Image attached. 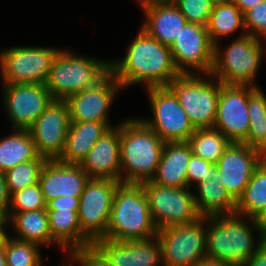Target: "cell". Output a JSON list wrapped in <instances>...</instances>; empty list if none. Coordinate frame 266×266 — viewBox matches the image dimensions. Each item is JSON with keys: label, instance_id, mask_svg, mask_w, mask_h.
Instances as JSON below:
<instances>
[{"label": "cell", "instance_id": "6da1fadb", "mask_svg": "<svg viewBox=\"0 0 266 266\" xmlns=\"http://www.w3.org/2000/svg\"><path fill=\"white\" fill-rule=\"evenodd\" d=\"M110 72L123 89L142 83L145 88L166 86L180 75L170 47L149 36L142 28L122 60H110Z\"/></svg>", "mask_w": 266, "mask_h": 266}, {"label": "cell", "instance_id": "7a4b0ae2", "mask_svg": "<svg viewBox=\"0 0 266 266\" xmlns=\"http://www.w3.org/2000/svg\"><path fill=\"white\" fill-rule=\"evenodd\" d=\"M254 231L259 233L258 239ZM262 243L258 220L236 213L206 217V257L209 259L242 266Z\"/></svg>", "mask_w": 266, "mask_h": 266}, {"label": "cell", "instance_id": "3957f363", "mask_svg": "<svg viewBox=\"0 0 266 266\" xmlns=\"http://www.w3.org/2000/svg\"><path fill=\"white\" fill-rule=\"evenodd\" d=\"M128 119L120 123V182L140 184L155 176L165 142L140 118Z\"/></svg>", "mask_w": 266, "mask_h": 266}, {"label": "cell", "instance_id": "277c9868", "mask_svg": "<svg viewBox=\"0 0 266 266\" xmlns=\"http://www.w3.org/2000/svg\"><path fill=\"white\" fill-rule=\"evenodd\" d=\"M148 199L141 184L121 183L115 191L106 239L119 242L157 236Z\"/></svg>", "mask_w": 266, "mask_h": 266}, {"label": "cell", "instance_id": "5b68a950", "mask_svg": "<svg viewBox=\"0 0 266 266\" xmlns=\"http://www.w3.org/2000/svg\"><path fill=\"white\" fill-rule=\"evenodd\" d=\"M110 72V60L59 50L45 83L53 100H66L82 90L93 88Z\"/></svg>", "mask_w": 266, "mask_h": 266}, {"label": "cell", "instance_id": "8992f818", "mask_svg": "<svg viewBox=\"0 0 266 266\" xmlns=\"http://www.w3.org/2000/svg\"><path fill=\"white\" fill-rule=\"evenodd\" d=\"M220 44L214 45L211 76L226 85L258 87L254 80L264 55L262 40L242 31L225 49Z\"/></svg>", "mask_w": 266, "mask_h": 266}, {"label": "cell", "instance_id": "52a82bcc", "mask_svg": "<svg viewBox=\"0 0 266 266\" xmlns=\"http://www.w3.org/2000/svg\"><path fill=\"white\" fill-rule=\"evenodd\" d=\"M166 86L179 100L195 129L213 128L221 89L218 79L211 74H180Z\"/></svg>", "mask_w": 266, "mask_h": 266}, {"label": "cell", "instance_id": "ba28073f", "mask_svg": "<svg viewBox=\"0 0 266 266\" xmlns=\"http://www.w3.org/2000/svg\"><path fill=\"white\" fill-rule=\"evenodd\" d=\"M148 199L150 214L158 230L188 224L201 217L194 193L189 187L173 188L159 185L152 180L140 183Z\"/></svg>", "mask_w": 266, "mask_h": 266}, {"label": "cell", "instance_id": "9c48e42d", "mask_svg": "<svg viewBox=\"0 0 266 266\" xmlns=\"http://www.w3.org/2000/svg\"><path fill=\"white\" fill-rule=\"evenodd\" d=\"M60 49L14 46L0 53L3 84H45L55 55Z\"/></svg>", "mask_w": 266, "mask_h": 266}, {"label": "cell", "instance_id": "30bf717a", "mask_svg": "<svg viewBox=\"0 0 266 266\" xmlns=\"http://www.w3.org/2000/svg\"><path fill=\"white\" fill-rule=\"evenodd\" d=\"M206 217L157 230L162 248V266H194L206 258Z\"/></svg>", "mask_w": 266, "mask_h": 266}, {"label": "cell", "instance_id": "8fae6325", "mask_svg": "<svg viewBox=\"0 0 266 266\" xmlns=\"http://www.w3.org/2000/svg\"><path fill=\"white\" fill-rule=\"evenodd\" d=\"M153 113L151 119H141L164 142H187L195 128L179 100L167 86L146 88Z\"/></svg>", "mask_w": 266, "mask_h": 266}, {"label": "cell", "instance_id": "7c38bea8", "mask_svg": "<svg viewBox=\"0 0 266 266\" xmlns=\"http://www.w3.org/2000/svg\"><path fill=\"white\" fill-rule=\"evenodd\" d=\"M120 181L89 179L80 196L78 219L81 232L93 243L106 237L116 188Z\"/></svg>", "mask_w": 266, "mask_h": 266}, {"label": "cell", "instance_id": "4fadbf2b", "mask_svg": "<svg viewBox=\"0 0 266 266\" xmlns=\"http://www.w3.org/2000/svg\"><path fill=\"white\" fill-rule=\"evenodd\" d=\"M170 49L174 65L180 74H211L214 44L206 26L187 22Z\"/></svg>", "mask_w": 266, "mask_h": 266}, {"label": "cell", "instance_id": "5bb4252c", "mask_svg": "<svg viewBox=\"0 0 266 266\" xmlns=\"http://www.w3.org/2000/svg\"><path fill=\"white\" fill-rule=\"evenodd\" d=\"M70 117L65 100H53L28 129L39 156L57 160L63 153Z\"/></svg>", "mask_w": 266, "mask_h": 266}, {"label": "cell", "instance_id": "9a60e30c", "mask_svg": "<svg viewBox=\"0 0 266 266\" xmlns=\"http://www.w3.org/2000/svg\"><path fill=\"white\" fill-rule=\"evenodd\" d=\"M3 105L13 129H29L53 101L45 84H3Z\"/></svg>", "mask_w": 266, "mask_h": 266}, {"label": "cell", "instance_id": "2e32d148", "mask_svg": "<svg viewBox=\"0 0 266 266\" xmlns=\"http://www.w3.org/2000/svg\"><path fill=\"white\" fill-rule=\"evenodd\" d=\"M248 98L249 86L221 83L213 128L223 133L231 142L242 143L247 138Z\"/></svg>", "mask_w": 266, "mask_h": 266}, {"label": "cell", "instance_id": "e0dca14e", "mask_svg": "<svg viewBox=\"0 0 266 266\" xmlns=\"http://www.w3.org/2000/svg\"><path fill=\"white\" fill-rule=\"evenodd\" d=\"M266 156L245 143H234L227 148L215 163L220 182L237 202L244 193L254 170Z\"/></svg>", "mask_w": 266, "mask_h": 266}, {"label": "cell", "instance_id": "ac0fdd59", "mask_svg": "<svg viewBox=\"0 0 266 266\" xmlns=\"http://www.w3.org/2000/svg\"><path fill=\"white\" fill-rule=\"evenodd\" d=\"M91 249L109 266H160L163 264L162 248L157 236L148 240L127 242L100 238L92 243Z\"/></svg>", "mask_w": 266, "mask_h": 266}, {"label": "cell", "instance_id": "d6986e66", "mask_svg": "<svg viewBox=\"0 0 266 266\" xmlns=\"http://www.w3.org/2000/svg\"><path fill=\"white\" fill-rule=\"evenodd\" d=\"M120 89L123 90V87L109 72L93 88L71 95L65 100L70 122H110L109 108Z\"/></svg>", "mask_w": 266, "mask_h": 266}, {"label": "cell", "instance_id": "ffe728a7", "mask_svg": "<svg viewBox=\"0 0 266 266\" xmlns=\"http://www.w3.org/2000/svg\"><path fill=\"white\" fill-rule=\"evenodd\" d=\"M89 176L80 164H67L57 160H47L39 176V185L46 204L63 195L81 196Z\"/></svg>", "mask_w": 266, "mask_h": 266}, {"label": "cell", "instance_id": "44dd1931", "mask_svg": "<svg viewBox=\"0 0 266 266\" xmlns=\"http://www.w3.org/2000/svg\"><path fill=\"white\" fill-rule=\"evenodd\" d=\"M80 165L89 179L120 181V123L95 142Z\"/></svg>", "mask_w": 266, "mask_h": 266}, {"label": "cell", "instance_id": "7402d4cb", "mask_svg": "<svg viewBox=\"0 0 266 266\" xmlns=\"http://www.w3.org/2000/svg\"><path fill=\"white\" fill-rule=\"evenodd\" d=\"M192 150L188 142H165L153 182L173 187H187V168Z\"/></svg>", "mask_w": 266, "mask_h": 266}, {"label": "cell", "instance_id": "603a6c76", "mask_svg": "<svg viewBox=\"0 0 266 266\" xmlns=\"http://www.w3.org/2000/svg\"><path fill=\"white\" fill-rule=\"evenodd\" d=\"M51 244L60 246L67 255L89 249L92 242L81 232L78 210H47Z\"/></svg>", "mask_w": 266, "mask_h": 266}, {"label": "cell", "instance_id": "cb8c5ba5", "mask_svg": "<svg viewBox=\"0 0 266 266\" xmlns=\"http://www.w3.org/2000/svg\"><path fill=\"white\" fill-rule=\"evenodd\" d=\"M110 122H70L68 135L59 161L67 164H81L95 142L111 127Z\"/></svg>", "mask_w": 266, "mask_h": 266}, {"label": "cell", "instance_id": "d4e9b609", "mask_svg": "<svg viewBox=\"0 0 266 266\" xmlns=\"http://www.w3.org/2000/svg\"><path fill=\"white\" fill-rule=\"evenodd\" d=\"M142 29L160 43L171 46L187 20L175 4L156 6L143 11Z\"/></svg>", "mask_w": 266, "mask_h": 266}, {"label": "cell", "instance_id": "484cf974", "mask_svg": "<svg viewBox=\"0 0 266 266\" xmlns=\"http://www.w3.org/2000/svg\"><path fill=\"white\" fill-rule=\"evenodd\" d=\"M196 188L198 193H194V199L201 217L235 213L236 201L220 182L218 172L209 179L199 182Z\"/></svg>", "mask_w": 266, "mask_h": 266}, {"label": "cell", "instance_id": "4316f807", "mask_svg": "<svg viewBox=\"0 0 266 266\" xmlns=\"http://www.w3.org/2000/svg\"><path fill=\"white\" fill-rule=\"evenodd\" d=\"M6 224H11L17 235L13 238L39 246H50L51 235L49 229V217L46 209L8 212Z\"/></svg>", "mask_w": 266, "mask_h": 266}, {"label": "cell", "instance_id": "83f0119b", "mask_svg": "<svg viewBox=\"0 0 266 266\" xmlns=\"http://www.w3.org/2000/svg\"><path fill=\"white\" fill-rule=\"evenodd\" d=\"M12 134L0 139V173L18 164L33 161L39 155L28 129H13Z\"/></svg>", "mask_w": 266, "mask_h": 266}, {"label": "cell", "instance_id": "f1b7e54d", "mask_svg": "<svg viewBox=\"0 0 266 266\" xmlns=\"http://www.w3.org/2000/svg\"><path fill=\"white\" fill-rule=\"evenodd\" d=\"M206 28L215 45L220 42V38H227L240 29L245 32L244 14L231 0H218L213 6Z\"/></svg>", "mask_w": 266, "mask_h": 266}, {"label": "cell", "instance_id": "f546056e", "mask_svg": "<svg viewBox=\"0 0 266 266\" xmlns=\"http://www.w3.org/2000/svg\"><path fill=\"white\" fill-rule=\"evenodd\" d=\"M266 212V157L254 170L244 193L236 202L235 213L258 220Z\"/></svg>", "mask_w": 266, "mask_h": 266}, {"label": "cell", "instance_id": "4dcf8cb0", "mask_svg": "<svg viewBox=\"0 0 266 266\" xmlns=\"http://www.w3.org/2000/svg\"><path fill=\"white\" fill-rule=\"evenodd\" d=\"M249 130L242 142L261 151L266 156V95L260 87L249 86L247 106Z\"/></svg>", "mask_w": 266, "mask_h": 266}, {"label": "cell", "instance_id": "1f68e13d", "mask_svg": "<svg viewBox=\"0 0 266 266\" xmlns=\"http://www.w3.org/2000/svg\"><path fill=\"white\" fill-rule=\"evenodd\" d=\"M187 142L193 155L214 164L232 143L215 128H197Z\"/></svg>", "mask_w": 266, "mask_h": 266}, {"label": "cell", "instance_id": "d6a6232c", "mask_svg": "<svg viewBox=\"0 0 266 266\" xmlns=\"http://www.w3.org/2000/svg\"><path fill=\"white\" fill-rule=\"evenodd\" d=\"M40 247L8 236L3 247L7 266H42Z\"/></svg>", "mask_w": 266, "mask_h": 266}, {"label": "cell", "instance_id": "836d02e7", "mask_svg": "<svg viewBox=\"0 0 266 266\" xmlns=\"http://www.w3.org/2000/svg\"><path fill=\"white\" fill-rule=\"evenodd\" d=\"M46 161V158L38 156L33 161L18 164L5 172L4 176L9 194L38 183L40 172Z\"/></svg>", "mask_w": 266, "mask_h": 266}, {"label": "cell", "instance_id": "e575fe53", "mask_svg": "<svg viewBox=\"0 0 266 266\" xmlns=\"http://www.w3.org/2000/svg\"><path fill=\"white\" fill-rule=\"evenodd\" d=\"M46 209L39 183L16 191L10 196L9 212H26Z\"/></svg>", "mask_w": 266, "mask_h": 266}, {"label": "cell", "instance_id": "d590c367", "mask_svg": "<svg viewBox=\"0 0 266 266\" xmlns=\"http://www.w3.org/2000/svg\"><path fill=\"white\" fill-rule=\"evenodd\" d=\"M187 22L206 26L215 4L214 0H175L174 3Z\"/></svg>", "mask_w": 266, "mask_h": 266}, {"label": "cell", "instance_id": "8d00e7d4", "mask_svg": "<svg viewBox=\"0 0 266 266\" xmlns=\"http://www.w3.org/2000/svg\"><path fill=\"white\" fill-rule=\"evenodd\" d=\"M246 34L266 40V0L244 13Z\"/></svg>", "mask_w": 266, "mask_h": 266}, {"label": "cell", "instance_id": "74e56055", "mask_svg": "<svg viewBox=\"0 0 266 266\" xmlns=\"http://www.w3.org/2000/svg\"><path fill=\"white\" fill-rule=\"evenodd\" d=\"M216 172V164L192 154L187 168V187L190 188L192 183L197 185L202 180L209 179Z\"/></svg>", "mask_w": 266, "mask_h": 266}, {"label": "cell", "instance_id": "f35d334b", "mask_svg": "<svg viewBox=\"0 0 266 266\" xmlns=\"http://www.w3.org/2000/svg\"><path fill=\"white\" fill-rule=\"evenodd\" d=\"M67 256L71 266L73 264L78 266H109L91 248L73 252Z\"/></svg>", "mask_w": 266, "mask_h": 266}, {"label": "cell", "instance_id": "ab89813d", "mask_svg": "<svg viewBox=\"0 0 266 266\" xmlns=\"http://www.w3.org/2000/svg\"><path fill=\"white\" fill-rule=\"evenodd\" d=\"M79 203V197L63 195L49 201L46 210H79Z\"/></svg>", "mask_w": 266, "mask_h": 266}, {"label": "cell", "instance_id": "60d3db41", "mask_svg": "<svg viewBox=\"0 0 266 266\" xmlns=\"http://www.w3.org/2000/svg\"><path fill=\"white\" fill-rule=\"evenodd\" d=\"M10 194L7 189L5 176L0 173V212L7 217L10 207Z\"/></svg>", "mask_w": 266, "mask_h": 266}, {"label": "cell", "instance_id": "b9f144b4", "mask_svg": "<svg viewBox=\"0 0 266 266\" xmlns=\"http://www.w3.org/2000/svg\"><path fill=\"white\" fill-rule=\"evenodd\" d=\"M242 266H266V242H263L257 252Z\"/></svg>", "mask_w": 266, "mask_h": 266}, {"label": "cell", "instance_id": "7bdbcfd3", "mask_svg": "<svg viewBox=\"0 0 266 266\" xmlns=\"http://www.w3.org/2000/svg\"><path fill=\"white\" fill-rule=\"evenodd\" d=\"M143 11L161 5L174 4L175 0H137Z\"/></svg>", "mask_w": 266, "mask_h": 266}, {"label": "cell", "instance_id": "ee69618b", "mask_svg": "<svg viewBox=\"0 0 266 266\" xmlns=\"http://www.w3.org/2000/svg\"><path fill=\"white\" fill-rule=\"evenodd\" d=\"M244 14L249 9L255 7L263 0H231Z\"/></svg>", "mask_w": 266, "mask_h": 266}, {"label": "cell", "instance_id": "f6af8a7d", "mask_svg": "<svg viewBox=\"0 0 266 266\" xmlns=\"http://www.w3.org/2000/svg\"><path fill=\"white\" fill-rule=\"evenodd\" d=\"M194 266H233V265L222 262L220 260H213L206 257L198 261Z\"/></svg>", "mask_w": 266, "mask_h": 266}, {"label": "cell", "instance_id": "bcb514c9", "mask_svg": "<svg viewBox=\"0 0 266 266\" xmlns=\"http://www.w3.org/2000/svg\"><path fill=\"white\" fill-rule=\"evenodd\" d=\"M260 235L263 242H266V212L258 219Z\"/></svg>", "mask_w": 266, "mask_h": 266}, {"label": "cell", "instance_id": "7dc6e473", "mask_svg": "<svg viewBox=\"0 0 266 266\" xmlns=\"http://www.w3.org/2000/svg\"><path fill=\"white\" fill-rule=\"evenodd\" d=\"M7 226L8 225L6 224L2 229H0V251L3 249L4 243L7 239V237L9 236V235H7L9 233H6L7 230H5L7 228Z\"/></svg>", "mask_w": 266, "mask_h": 266}, {"label": "cell", "instance_id": "c3c4849f", "mask_svg": "<svg viewBox=\"0 0 266 266\" xmlns=\"http://www.w3.org/2000/svg\"><path fill=\"white\" fill-rule=\"evenodd\" d=\"M0 266H7L4 248L0 251Z\"/></svg>", "mask_w": 266, "mask_h": 266}, {"label": "cell", "instance_id": "681fc988", "mask_svg": "<svg viewBox=\"0 0 266 266\" xmlns=\"http://www.w3.org/2000/svg\"><path fill=\"white\" fill-rule=\"evenodd\" d=\"M6 225V217L0 212V229Z\"/></svg>", "mask_w": 266, "mask_h": 266}]
</instances>
